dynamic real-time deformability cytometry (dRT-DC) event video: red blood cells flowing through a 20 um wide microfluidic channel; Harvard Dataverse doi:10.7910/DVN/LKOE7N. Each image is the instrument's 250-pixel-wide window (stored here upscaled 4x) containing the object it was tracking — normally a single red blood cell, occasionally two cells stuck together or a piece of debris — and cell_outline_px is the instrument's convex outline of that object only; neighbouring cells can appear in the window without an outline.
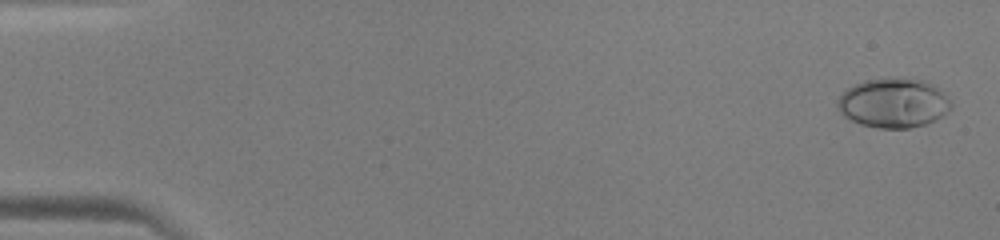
{"species": "human", "species_latin": "Homo sapiens", "temperature_condition": "warm", "stored_images_in_passage": 48, "camera_frame_rate_fps": 3000, "um_per_image_px": 0.085, "donor": {"sex": "male"}, "frame": {"image": 1, "passage_image": 2, "time_ms": 0.333, "image_size_px": [1000, 240], "cell_outline_px": [[952, 108], [948, 112], [936, 120], [924, 124], [908, 128], [880, 128], [860, 124], [844, 116], [836, 108], [836, 100], [848, 88], [864, 80], [924, 80], [940, 88], [952, 104]], "centroid_in_image_um": [75.95, 8.79], "position_along_channel_um": 9.1, "area_um2": 32.25}}
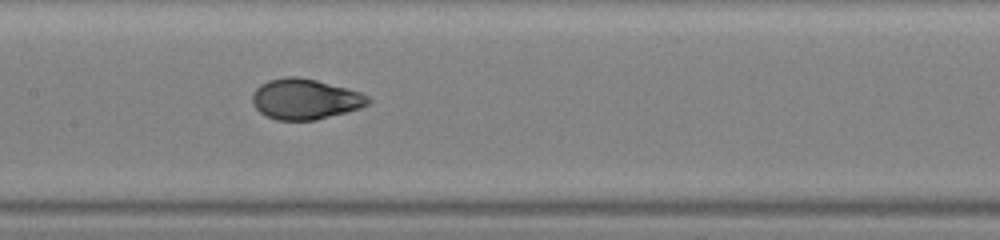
{"frame": {"image": 2, "passage_image": 25, "time_ms": 8.0, "image_size_px": [1000, 240], "cell_outline_px": [[372, 100], [368, 104], [360, 108], [316, 120], [276, 120], [260, 112], [252, 104], [252, 92], [260, 84], [268, 80], [284, 76], [300, 76], [316, 80], [360, 92], [368, 96]], "centroid_in_image_um": [25.91, 8.41], "position_along_channel_um": 181.5, "area_um2": 27.4}}
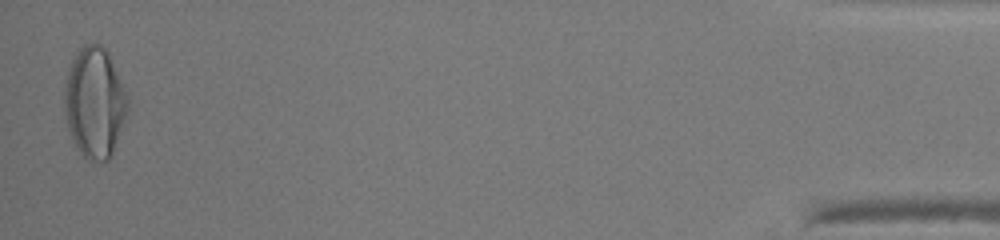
{"frame": {"image": 3, "passage_image": 48, "time_ms": 15.667, "image_size_px": [1000, 240], "cell_outline_px": [[128, 108], [112, 156], [108, 160], [88, 160], [80, 152], [68, 128], [64, 112], [64, 84], [68, 68], [76, 52], [84, 44], [100, 44], [108, 52], [128, 96]], "centroid_in_image_um": [8.03, 8.7], "position_along_channel_um": 427.2, "area_um2": 40.58}}